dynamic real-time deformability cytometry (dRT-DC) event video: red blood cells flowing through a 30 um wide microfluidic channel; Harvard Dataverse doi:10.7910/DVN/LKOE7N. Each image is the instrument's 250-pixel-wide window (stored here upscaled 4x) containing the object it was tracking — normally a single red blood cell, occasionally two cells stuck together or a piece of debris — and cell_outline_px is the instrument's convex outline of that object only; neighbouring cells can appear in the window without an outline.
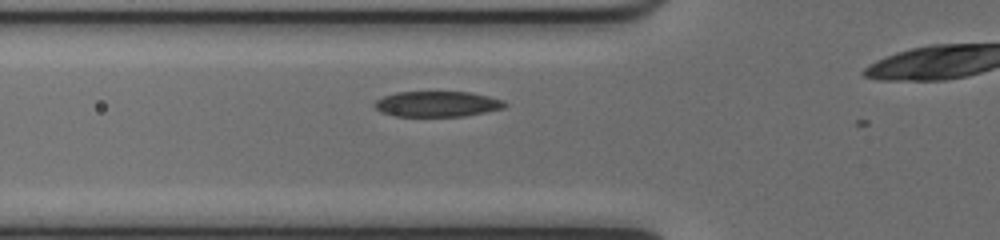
{"species": "common noctule bat (a hibernating species)", "species_latin": "Nyctalus noctula", "temperature_condition": "cold", "stored_images_in_passage": 18, "camera_frame_rate_fps": 3000, "um_per_image_px": 0.085, "animal": {"sex": "female", "body_mass_g": 17.0, "forearm_length_mm": 48.0}, "frame": {"image": 1, "passage_image": 14, "time_ms": 4.333, "image_size_px": [1000, 240], "cell_outline_px": [[508, 104], [504, 108], [464, 116], [396, 116], [380, 112], [372, 104], [376, 100], [384, 96], [396, 92], [472, 92], [504, 100]], "centroid_in_image_um": [37.16, 8.83], "position_along_channel_um": 88.6, "area_um2": 19.42}}
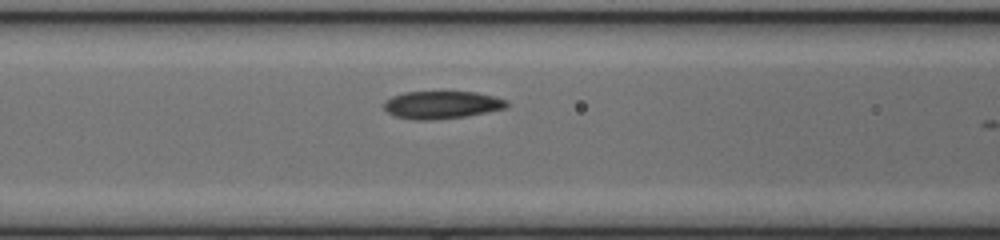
{"frame": {"image": 2, "passage_image": 17, "time_ms": 5.333, "image_size_px": [1000, 240], "cell_outline_px": [[508, 104], [504, 108], [468, 116], [432, 120], [412, 120], [396, 116], [388, 112], [384, 108], [384, 100], [392, 96], [404, 92], [476, 92], [508, 100]], "centroid_in_image_um": [37.52, 8.91], "position_along_channel_um": 129.1, "area_um2": 19.77}}